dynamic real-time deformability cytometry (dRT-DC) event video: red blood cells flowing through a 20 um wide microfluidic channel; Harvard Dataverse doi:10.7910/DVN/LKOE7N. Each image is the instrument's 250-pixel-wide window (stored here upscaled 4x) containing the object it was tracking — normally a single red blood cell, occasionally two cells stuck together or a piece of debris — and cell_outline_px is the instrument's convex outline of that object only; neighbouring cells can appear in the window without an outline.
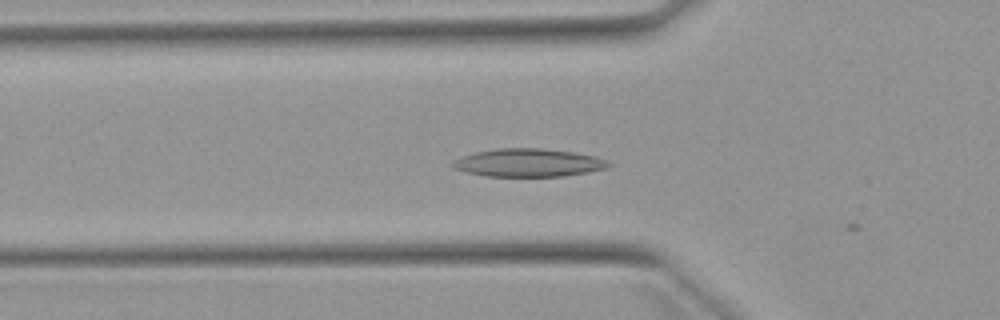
{"species": "Egyptian fruit bat (a non-hibernating species)", "species_latin": "Rousettus aegyptiacus", "temperature_condition": "warm", "stored_images_in_passage": 6, "camera_frame_rate_fps": 3000, "um_per_image_px": 0.085, "animal": {"sex": "female"}, "frame": {"image": 1, "passage_image": 5, "time_ms": 1.333, "image_size_px": [1000, 320], "cell_outline_px": [[612, 164], [604, 168], [588, 172], [564, 176], [484, 176], [452, 168], [448, 164], [464, 156], [476, 152], [496, 148], [540, 148], [572, 152], [592, 156], [604, 160]], "centroid_in_image_um": [44.86, 13.83], "position_along_channel_um": 80.9, "area_um2": 25.14}}